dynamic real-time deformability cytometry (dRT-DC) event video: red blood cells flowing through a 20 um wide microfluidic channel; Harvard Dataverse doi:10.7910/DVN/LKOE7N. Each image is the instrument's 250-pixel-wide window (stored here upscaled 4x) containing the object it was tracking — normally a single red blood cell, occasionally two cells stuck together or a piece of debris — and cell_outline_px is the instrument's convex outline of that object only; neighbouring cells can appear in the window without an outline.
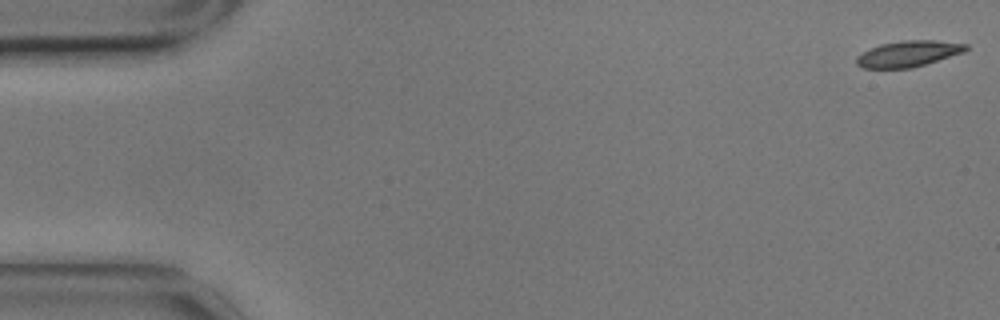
{"species": "common noctule bat (a hibernating species)", "species_latin": "Nyctalus noctula", "temperature_condition": "cold", "stored_images_in_passage": 11, "camera_frame_rate_fps": 3000, "um_per_image_px": 0.085, "animal": {"sex": "male", "body_mass_g": 17.9}, "frame": {"image": 1, "passage_image": 1, "time_ms": 0.0, "image_size_px": [1000, 320], "cell_outline_px": [[968, 48], [964, 52], [912, 68], [864, 68], [856, 64], [856, 56], [880, 44], [900, 40], [936, 40], [968, 44]], "centroid_in_image_um": [77.21, 4.56], "position_along_channel_um": 7.8, "area_um2": 16.53}}